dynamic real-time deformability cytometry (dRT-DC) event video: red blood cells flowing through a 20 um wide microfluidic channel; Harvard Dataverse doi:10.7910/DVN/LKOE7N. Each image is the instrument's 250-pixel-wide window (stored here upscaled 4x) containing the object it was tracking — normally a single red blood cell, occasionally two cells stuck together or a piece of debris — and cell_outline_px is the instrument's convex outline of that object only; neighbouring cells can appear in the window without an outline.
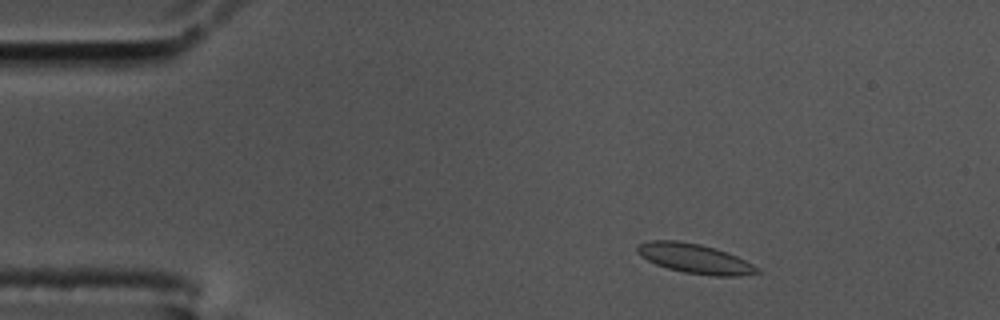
{"species": "common noctule bat (a hibernating species)", "species_latin": "Nyctalus noctula", "temperature_condition": "cold", "stored_images_in_passage": 29, "camera_frame_rate_fps": 3000, "um_per_image_px": 0.085, "animal": {"sex": "male", "body_mass_g": 17.5, "forearm_length_mm": 52.3}, "frame": {"image": 1, "passage_image": 6, "time_ms": 1.667, "image_size_px": [1000, 320], "cell_outline_px": [[760, 272], [740, 276], [716, 276], [684, 272], [668, 268], [656, 264], [648, 260], [636, 248], [640, 244], [648, 240], [680, 240], [700, 244], [716, 248], [728, 252], [760, 268]], "centroid_in_image_um": [59.1, 21.97], "position_along_channel_um": 25.9, "area_um2": 20.46}}
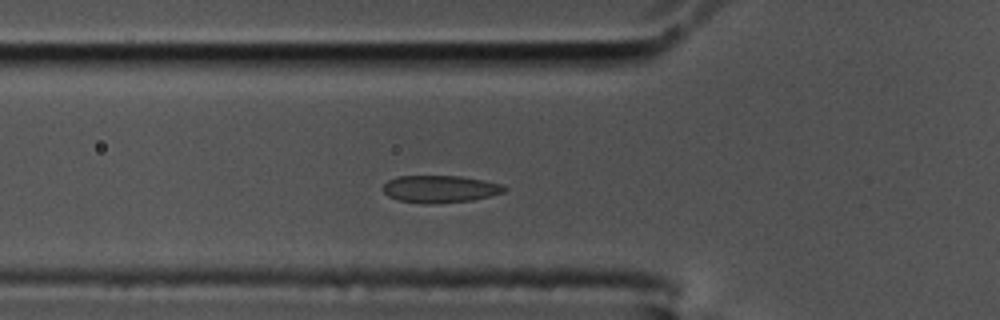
{"frame": {"image": 2, "passage_image": 17, "time_ms": 5.333, "image_size_px": [1000, 320], "cell_outline_px": [[508, 188], [504, 192], [472, 200], [436, 204], [400, 200], [388, 196], [380, 188], [388, 180], [396, 176], [460, 176], [484, 180], [504, 184]], "centroid_in_image_um": [37.41, 16.05], "position_along_channel_um": 88.4, "area_um2": 19.31}}
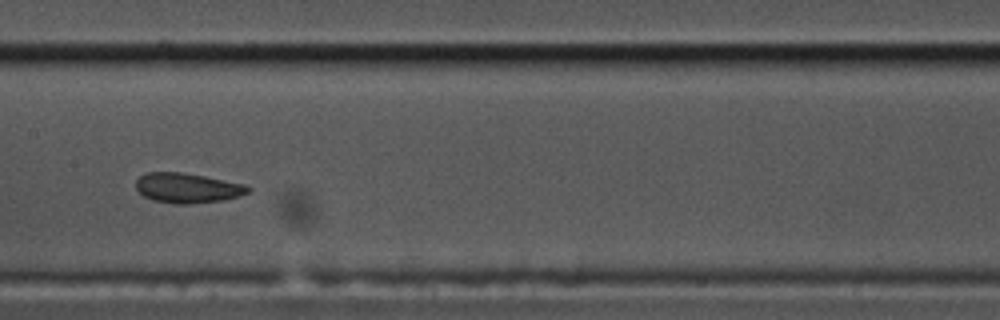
{"frame": {"image": 3, "passage_image": 26, "time_ms": 8.333, "image_size_px": [1000, 320], "cell_outline_px": [[252, 188], [248, 192], [224, 200], [188, 204], [176, 204], [152, 200], [144, 196], [136, 188], [136, 180], [140, 176], [148, 172], [180, 172], [204, 176], [244, 184]], "centroid_in_image_um": [15.9, 15.98], "position_along_channel_um": 191.5, "area_um2": 19.36}}